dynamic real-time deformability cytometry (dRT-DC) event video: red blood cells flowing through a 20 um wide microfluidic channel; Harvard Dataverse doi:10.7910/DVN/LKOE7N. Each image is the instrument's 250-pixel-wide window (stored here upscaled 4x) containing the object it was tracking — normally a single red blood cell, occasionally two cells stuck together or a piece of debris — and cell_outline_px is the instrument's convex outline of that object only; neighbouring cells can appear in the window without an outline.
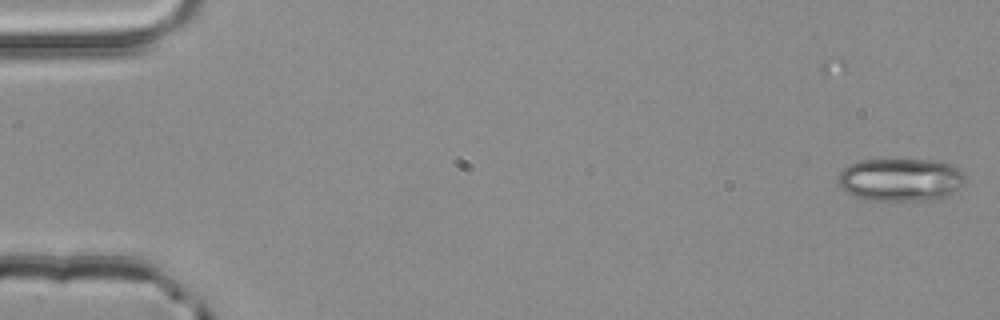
{"species": "common noctule bat (a hibernating species)", "species_latin": "Nyctalus noctula", "temperature_condition": "room temperature", "stored_images_in_passage": 5, "camera_frame_rate_fps": 3000, "um_per_image_px": 0.085, "animal": {"sex": "male", "body_mass_g": 20.4}, "frame": {"image": 1, "passage_image": 1, "time_ms": 0.0, "image_size_px": [1000, 320], "cell_outline_px": [[964, 184], [952, 192], [944, 196], [928, 200], [868, 200], [856, 196], [848, 192], [836, 184], [836, 176], [848, 164], [860, 160], [936, 160], [948, 164], [956, 168], [964, 176]], "centroid_in_image_um": [76.47, 15.26], "position_along_channel_um": 8.5, "area_um2": 31.56}}